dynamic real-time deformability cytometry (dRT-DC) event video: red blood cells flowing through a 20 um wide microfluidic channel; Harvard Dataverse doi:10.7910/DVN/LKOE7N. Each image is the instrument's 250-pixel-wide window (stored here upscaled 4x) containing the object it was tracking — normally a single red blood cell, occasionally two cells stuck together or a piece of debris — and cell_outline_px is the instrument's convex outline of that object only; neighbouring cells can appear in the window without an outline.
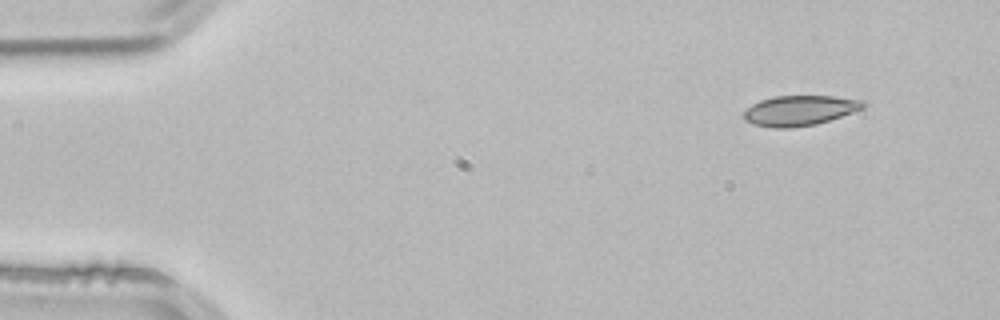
{"species": "common noctule bat (a hibernating species)", "species_latin": "Nyctalus noctula", "temperature_condition": "room temperature", "stored_images_in_passage": 3, "camera_frame_rate_fps": 3000, "um_per_image_px": 0.085, "animal": {"sex": "male", "body_mass_g": 21.5, "forearm_length_mm": 52.0}, "frame": {"image": 1, "passage_image": 1, "time_ms": 0.0, "image_size_px": [1000, 320], "cell_outline_px": [[868, 104], [864, 108], [816, 124], [792, 128], [776, 128], [752, 124], [744, 120], [744, 112], [752, 104], [760, 100], [776, 96], [832, 96], [864, 100]], "centroid_in_image_um": [67.98, 9.39], "position_along_channel_um": 17.0, "area_um2": 20.92}}
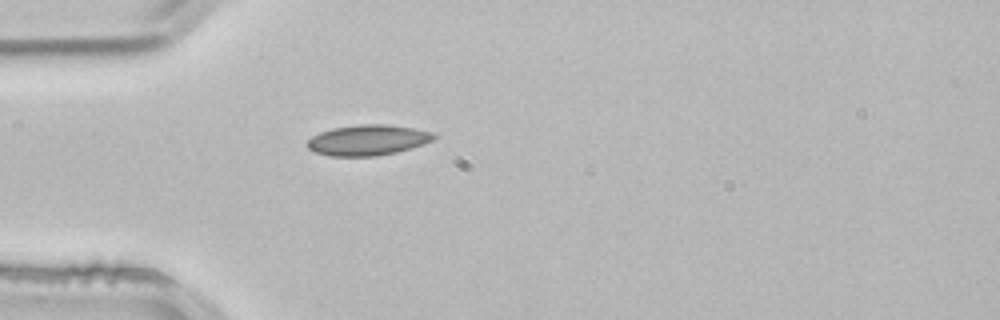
{"frame": {"image": 2, "passage_image": 3, "time_ms": 0.667, "image_size_px": [1000, 320], "cell_outline_px": [[436, 136], [432, 140], [396, 152], [376, 156], [328, 156], [316, 152], [308, 148], [304, 144], [312, 136], [320, 132], [332, 128], [360, 124], [384, 124], [412, 128], [432, 132]], "centroid_in_image_um": [31.19, 11.91], "position_along_channel_um": 53.8, "area_um2": 22.31}}